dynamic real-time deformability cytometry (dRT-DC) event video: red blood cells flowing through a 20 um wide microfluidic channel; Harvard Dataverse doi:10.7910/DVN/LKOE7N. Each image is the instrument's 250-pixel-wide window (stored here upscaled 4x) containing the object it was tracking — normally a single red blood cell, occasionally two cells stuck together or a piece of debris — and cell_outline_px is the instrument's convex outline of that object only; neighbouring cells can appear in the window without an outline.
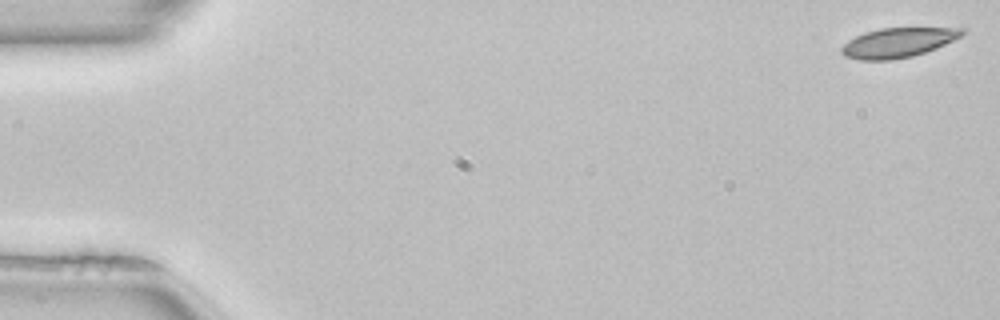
{"species": "common noctule bat (a hibernating species)", "species_latin": "Nyctalus noctula", "temperature_condition": "room temperature", "stored_images_in_passage": 21, "camera_frame_rate_fps": 3000, "um_per_image_px": 0.085, "animal": {"sex": "female", "body_mass_g": 22.7, "forearm_length_mm": 54.2}, "frame": {"image": 1, "passage_image": 1, "time_ms": 0.0, "image_size_px": [1000, 320], "cell_outline_px": [[968, 32], [936, 48], [912, 56], [892, 60], [860, 60], [844, 56], [840, 52], [840, 48], [848, 40], [864, 32], [880, 28], [968, 28]], "centroid_in_image_um": [76.31, 3.62], "position_along_channel_um": 8.7, "area_um2": 20.81}}
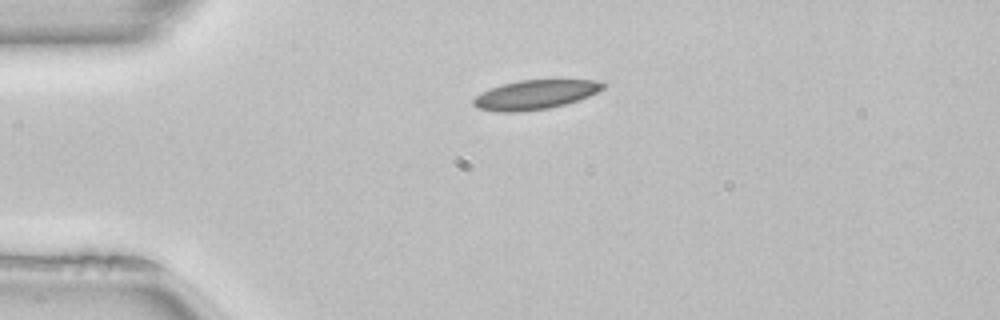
{"frame": {"image": 2, "passage_image": 12, "time_ms": 3.667, "image_size_px": [1000, 320], "cell_outline_px": [[608, 84], [604, 88], [588, 96], [564, 104], [548, 108], [516, 112], [504, 112], [480, 108], [472, 104], [472, 100], [480, 92], [500, 84], [520, 80], [592, 80]], "centroid_in_image_um": [45.46, 8.03], "position_along_channel_um": 39.5, "area_um2": 21.85}}